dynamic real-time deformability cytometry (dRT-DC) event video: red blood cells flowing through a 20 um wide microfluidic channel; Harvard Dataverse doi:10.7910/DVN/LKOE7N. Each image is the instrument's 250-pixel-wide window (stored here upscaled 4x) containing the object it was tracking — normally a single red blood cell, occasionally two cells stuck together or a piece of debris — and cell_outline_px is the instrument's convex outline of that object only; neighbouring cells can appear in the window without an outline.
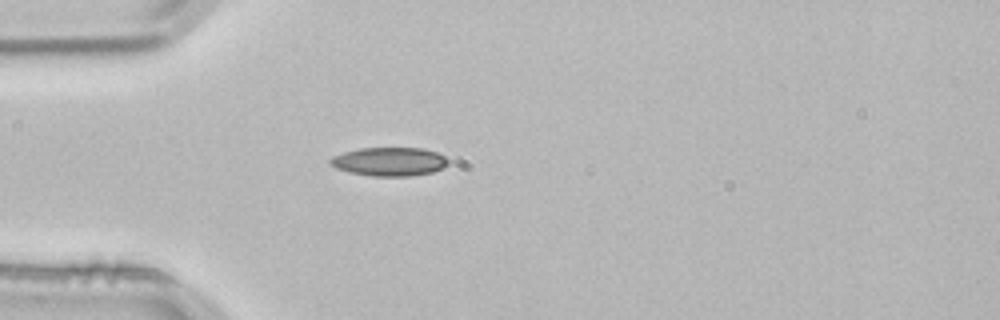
{"species": "common noctule bat (a hibernating species)", "species_latin": "Nyctalus noctula", "temperature_condition": "room temperature", "stored_images_in_passage": 1, "camera_frame_rate_fps": 3000, "um_per_image_px": 0.085, "animal": {"sex": "male", "body_mass_g": 21.5, "forearm_length_mm": 52.0}, "frame": {"image": 1, "passage_image": 1, "time_ms": 0.0, "image_size_px": [1000, 320], "cell_outline_px": [[448, 164], [444, 168], [432, 172], [412, 176], [372, 176], [352, 172], [336, 168], [328, 164], [328, 160], [332, 156], [344, 152], [360, 148], [424, 148], [436, 152], [444, 156], [448, 160]], "centroid_in_image_um": [33.1, 13.73], "position_along_channel_um": 51.9, "area_um2": 19.77}}